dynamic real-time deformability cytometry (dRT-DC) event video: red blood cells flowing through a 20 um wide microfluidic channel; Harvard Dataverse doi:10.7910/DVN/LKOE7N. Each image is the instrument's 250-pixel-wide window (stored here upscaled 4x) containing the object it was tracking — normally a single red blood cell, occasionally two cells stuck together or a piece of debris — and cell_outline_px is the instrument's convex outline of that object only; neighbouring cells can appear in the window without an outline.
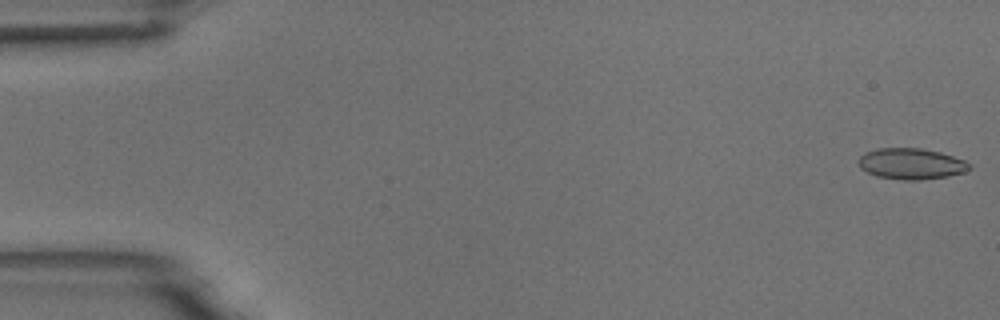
{"species": "common noctule bat (a hibernating species)", "species_latin": "Nyctalus noctula", "temperature_condition": "room temperature", "stored_images_in_passage": 6, "camera_frame_rate_fps": 3000, "um_per_image_px": 0.085, "animal": {"sex": "male", "body_mass_g": 18.8}, "frame": {"image": 1, "passage_image": 1, "time_ms": 0.0, "image_size_px": [1000, 320], "cell_outline_px": [[972, 168], [964, 172], [948, 176], [920, 180], [904, 180], [876, 176], [860, 168], [860, 156], [864, 152], [876, 148], [920, 148], [940, 152], [964, 160], [972, 164]], "centroid_in_image_um": [77.47, 13.92], "position_along_channel_um": 7.5, "area_um2": 20.06}}
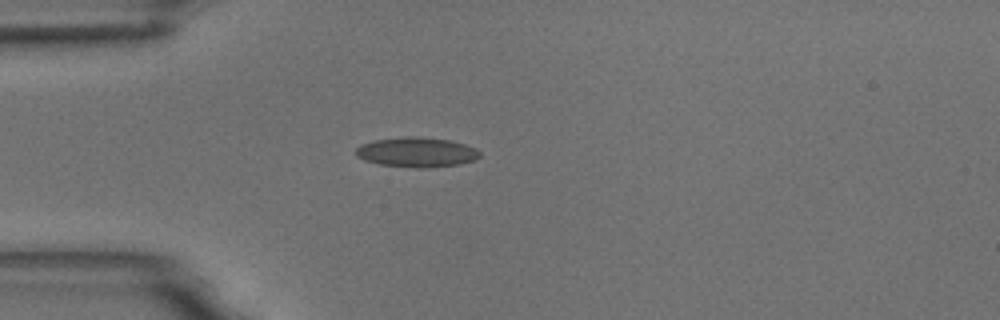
{"frame": {"image": 2, "passage_image": 5, "time_ms": 4.667, "image_size_px": [1000, 320], "cell_outline_px": [[480, 156], [476, 160], [460, 164], [424, 168], [416, 168], [380, 164], [364, 160], [356, 156], [356, 148], [360, 144], [372, 140], [408, 136], [416, 136], [452, 140], [476, 148], [480, 152]], "centroid_in_image_um": [35.42, 12.93], "position_along_channel_um": 49.6, "area_um2": 21.73}}